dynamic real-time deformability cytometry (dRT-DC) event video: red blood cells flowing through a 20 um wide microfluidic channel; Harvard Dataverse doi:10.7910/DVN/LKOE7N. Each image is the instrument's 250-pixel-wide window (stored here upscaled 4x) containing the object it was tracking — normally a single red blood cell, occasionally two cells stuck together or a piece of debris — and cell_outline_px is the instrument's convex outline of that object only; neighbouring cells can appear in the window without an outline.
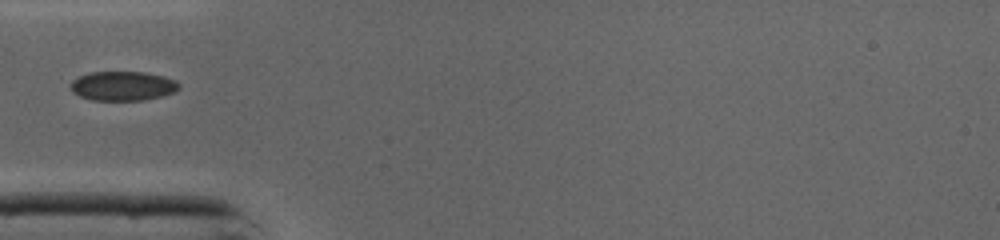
{"species": "common noctule bat (a hibernating species)", "species_latin": "Nyctalus noctula", "temperature_condition": "cold", "stored_images_in_passage": 34, "camera_frame_rate_fps": 3000, "um_per_image_px": 0.085, "animal": {"sex": "male", "body_mass_g": 19.0, "forearm_length_mm": 50.8}, "frame": {"image": 1, "passage_image": 1, "time_ms": 0.0, "image_size_px": [1000, 240], "cell_outline_px": [[180, 88], [176, 92], [144, 100], [92, 100], [80, 96], [72, 92], [68, 84], [72, 80], [88, 72], [144, 72], [164, 76], [176, 80], [180, 84]], "centroid_in_image_um": [10.43, 7.3], "position_along_channel_um": 74.6, "area_um2": 18.73}}
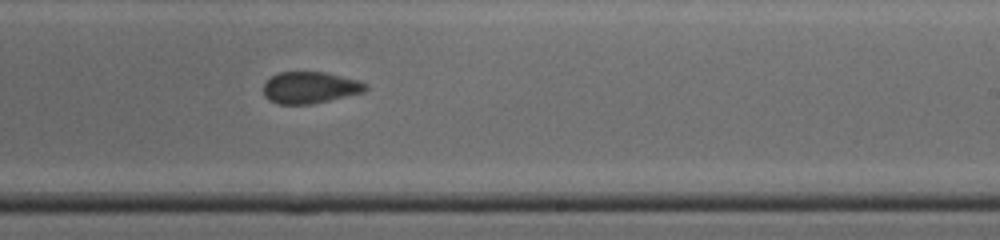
{"frame": {"image": 2, "passage_image": 14, "time_ms": 4.333, "image_size_px": [1000, 240], "cell_outline_px": [[368, 88], [364, 92], [312, 104], [276, 104], [268, 100], [264, 96], [264, 84], [272, 76], [280, 72], [324, 72], [356, 80], [368, 84]], "centroid_in_image_um": [26.34, 7.45], "position_along_channel_um": 262.7, "area_um2": 18.73}}
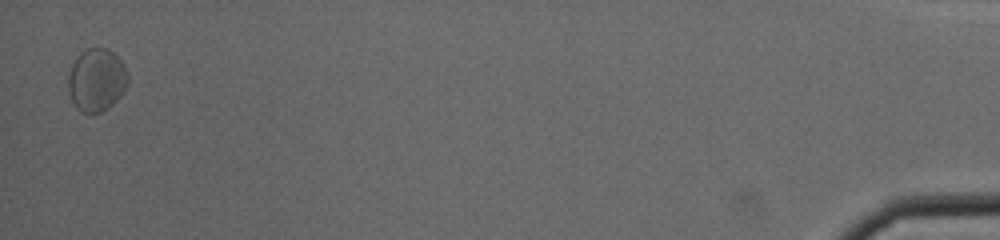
{"frame": {"image": 3, "passage_image": 32, "time_ms": 10.333, "image_size_px": [1000, 240], "cell_outline_px": [[128, 84], [124, 92], [108, 108], [100, 112], [80, 112], [76, 108], [72, 100], [68, 88], [68, 76], [72, 64], [76, 56], [80, 52], [88, 48], [108, 48], [124, 64], [128, 72]], "centroid_in_image_um": [8.21, 6.78], "position_along_channel_um": 427.0, "area_um2": 21.96}}